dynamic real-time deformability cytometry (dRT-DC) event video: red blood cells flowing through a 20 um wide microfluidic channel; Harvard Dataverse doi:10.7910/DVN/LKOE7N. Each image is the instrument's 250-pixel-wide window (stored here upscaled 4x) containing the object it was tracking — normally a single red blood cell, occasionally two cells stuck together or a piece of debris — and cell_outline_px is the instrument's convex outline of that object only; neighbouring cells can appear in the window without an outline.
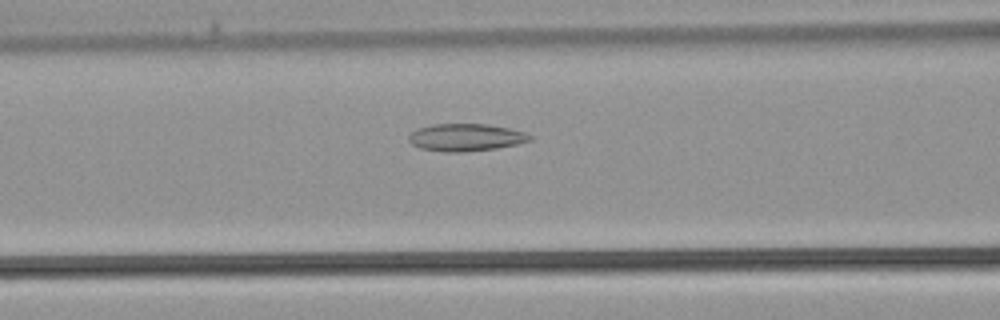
{"species": "common noctule bat (a hibernating species)", "species_latin": "Nyctalus noctula", "temperature_condition": "warm", "stored_images_in_passage": 31, "camera_frame_rate_fps": 3000, "um_per_image_px": 0.085, "animal": {"sex": "male", "body_mass_g": 21.5, "forearm_length_mm": 52.0}, "frame": {"image": 1, "passage_image": 9, "time_ms": 2.667, "image_size_px": [1000, 320], "cell_outline_px": [[532, 140], [516, 144], [496, 148], [464, 152], [444, 152], [420, 148], [412, 144], [408, 140], [408, 136], [416, 128], [432, 124], [488, 124], [508, 128], [524, 132], [532, 136]], "centroid_in_image_um": [39.56, 11.67], "position_along_channel_um": 127.0, "area_um2": 19.36}}
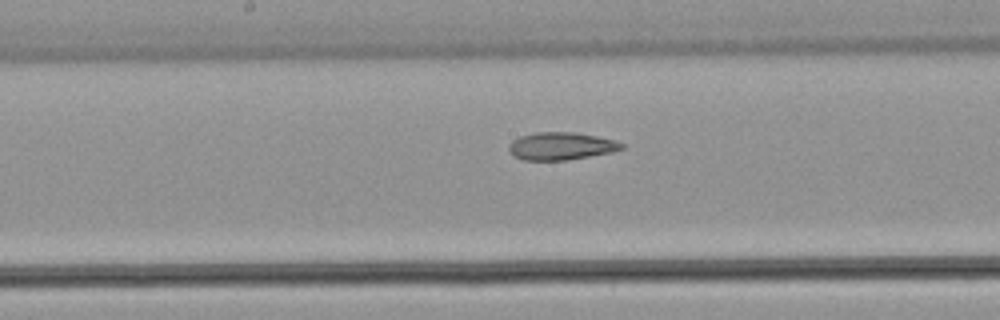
{"frame": {"image": 2, "passage_image": 13, "time_ms": 4.0, "image_size_px": [1000, 320], "cell_outline_px": [[624, 148], [612, 152], [568, 160], [524, 160], [516, 156], [508, 148], [508, 144], [512, 140], [520, 136], [536, 132], [576, 132], [616, 140], [624, 144]], "centroid_in_image_um": [47.71, 12.41], "position_along_channel_um": 200.5, "area_um2": 18.15}}
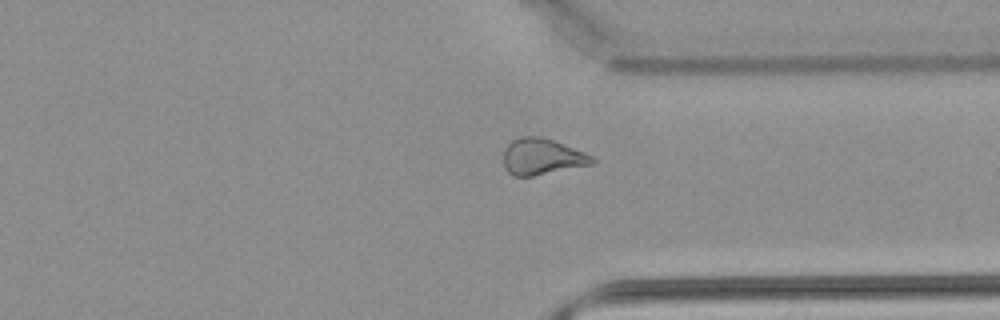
{"frame": {"image": 3, "passage_image": 22, "time_ms": 7.0, "image_size_px": [1000, 320], "cell_outline_px": [[596, 160], [592, 164], [532, 176], [512, 176], [504, 168], [504, 148], [512, 140], [524, 136], [540, 136], [552, 140], [584, 152], [592, 156]], "centroid_in_image_um": [46.04, 13.32], "position_along_channel_um": 365.4, "area_um2": 18.55}}